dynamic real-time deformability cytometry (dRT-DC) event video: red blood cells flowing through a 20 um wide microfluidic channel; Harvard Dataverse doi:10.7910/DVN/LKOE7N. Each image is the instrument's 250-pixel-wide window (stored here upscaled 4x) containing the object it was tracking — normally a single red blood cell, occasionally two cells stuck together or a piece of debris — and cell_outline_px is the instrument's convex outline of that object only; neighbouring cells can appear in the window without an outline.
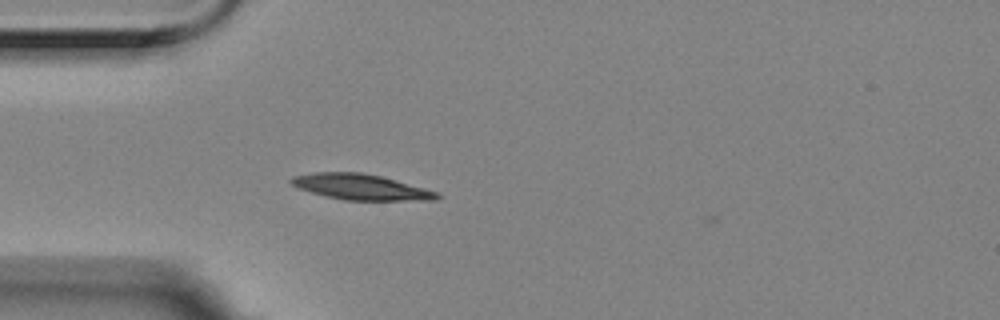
{"species": "Egyptian fruit bat (a non-hibernating species)", "species_latin": "Rousettus aegyptiacus", "temperature_condition": "room temperature", "stored_images_in_passage": 2, "camera_frame_rate_fps": 3000, "um_per_image_px": 0.085, "animal": {"sex": "female"}, "frame": {"image": 1, "passage_image": 2, "time_ms": 0.333, "image_size_px": [1000, 320], "cell_outline_px": [[440, 196], [436, 200], [344, 200], [312, 192], [300, 188], [292, 184], [288, 180], [292, 176], [312, 172], [360, 172], [380, 176], [440, 192]], "centroid_in_image_um": [30.68, 15.88], "position_along_channel_um": 54.3, "area_um2": 21.62}}